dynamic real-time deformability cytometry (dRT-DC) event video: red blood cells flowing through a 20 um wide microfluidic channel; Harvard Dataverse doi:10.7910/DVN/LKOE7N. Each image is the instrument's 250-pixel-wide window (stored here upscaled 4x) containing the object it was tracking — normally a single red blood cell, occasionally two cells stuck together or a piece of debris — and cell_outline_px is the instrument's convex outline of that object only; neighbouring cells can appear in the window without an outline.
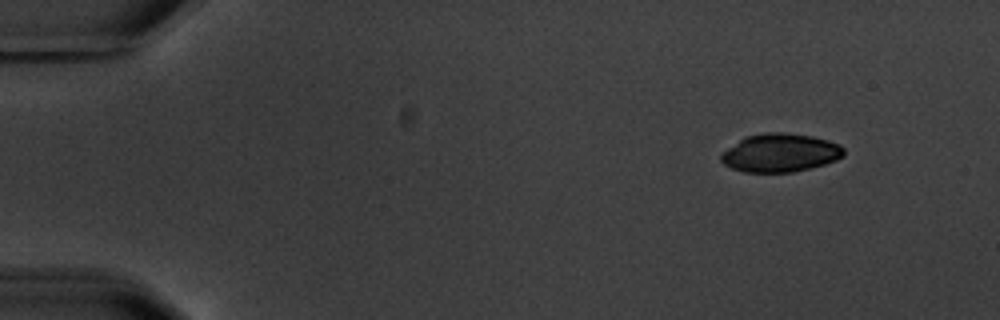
{"species": "common noctule bat (a hibernating species)", "species_latin": "Nyctalus noctula", "temperature_condition": "warm", "stored_images_in_passage": 3, "camera_frame_rate_fps": 3000, "um_per_image_px": 0.085, "animal": {"sex": "male", "body_mass_g": 20.1, "forearm_length_mm": 53.5}, "frame": {"image": 1, "passage_image": 1, "time_ms": 0.0, "image_size_px": [1000, 320], "cell_outline_px": [[844, 156], [836, 160], [824, 164], [792, 172], [744, 172], [732, 168], [724, 164], [720, 160], [720, 156], [728, 148], [744, 136], [764, 132], [784, 132], [812, 136], [828, 140], [840, 144], [844, 148]], "centroid_in_image_um": [66.32, 12.98], "position_along_channel_um": 18.7, "area_um2": 27.46}}
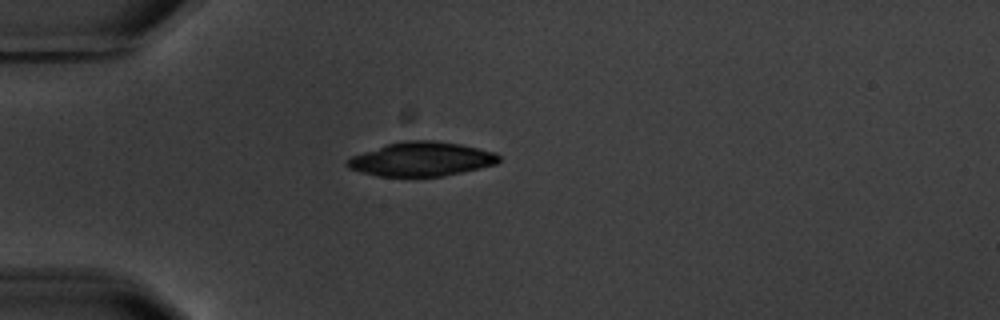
{"frame": {"image": 2, "passage_image": 3, "time_ms": 3.333, "image_size_px": [1000, 320], "cell_outline_px": [[500, 160], [496, 164], [460, 172], [440, 176], [380, 176], [348, 168], [344, 164], [352, 156], [388, 144], [404, 140], [432, 140], [460, 144], [496, 152], [500, 156]], "centroid_in_image_um": [35.84, 13.51], "position_along_channel_um": 49.2, "area_um2": 29.71}}